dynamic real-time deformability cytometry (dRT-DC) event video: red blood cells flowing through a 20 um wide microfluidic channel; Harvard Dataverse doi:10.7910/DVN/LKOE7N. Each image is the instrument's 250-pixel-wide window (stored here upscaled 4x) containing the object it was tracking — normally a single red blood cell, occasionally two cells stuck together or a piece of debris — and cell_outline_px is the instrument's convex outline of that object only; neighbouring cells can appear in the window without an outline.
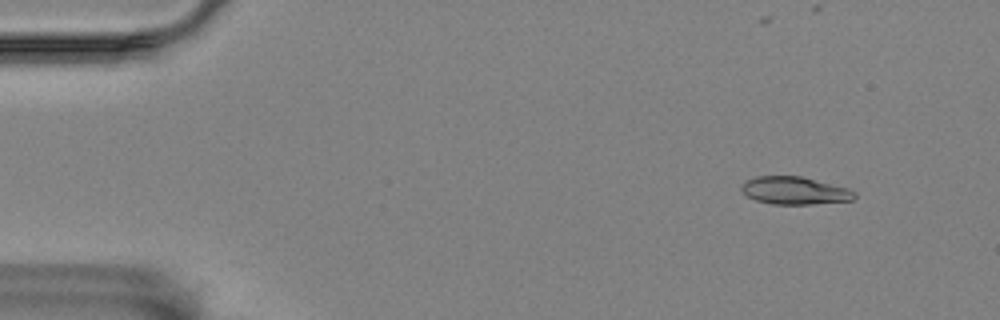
{"species": "Egyptian fruit bat (a non-hibernating species)", "species_latin": "Rousettus aegyptiacus", "temperature_condition": "room temperature", "stored_images_in_passage": 53, "camera_frame_rate_fps": 3000, "um_per_image_px": 0.085, "animal": {"sex": "female"}, "frame": {"image": 1, "passage_image": 5, "time_ms": 1.333, "image_size_px": [1000, 320], "cell_outline_px": [[856, 196], [852, 200], [812, 204], [772, 204], [756, 200], [748, 196], [740, 188], [748, 180], [756, 176], [800, 176], [848, 188], [856, 192]], "centroid_in_image_um": [67.57, 16.2], "position_along_channel_um": 17.4, "area_um2": 17.98}}
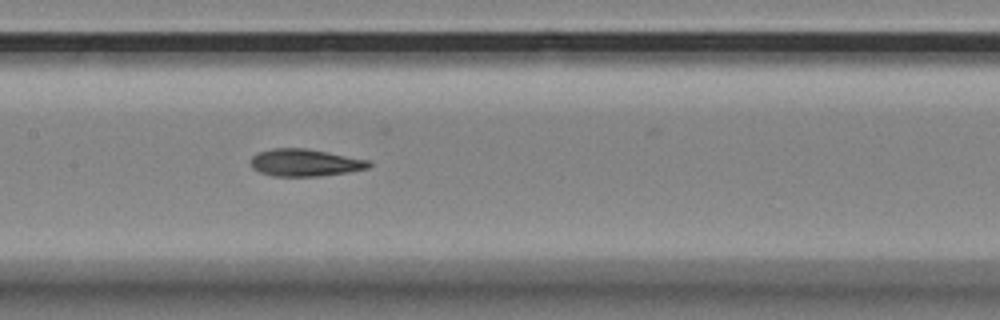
{"frame": {"image": 2, "passage_image": 27, "time_ms": 8.667, "image_size_px": [1000, 320], "cell_outline_px": [[372, 164], [368, 168], [348, 172], [320, 176], [272, 176], [260, 172], [252, 168], [248, 160], [256, 152], [272, 148], [308, 148], [372, 160]], "centroid_in_image_um": [25.91, 13.81], "position_along_channel_um": 181.5, "area_um2": 19.19}}
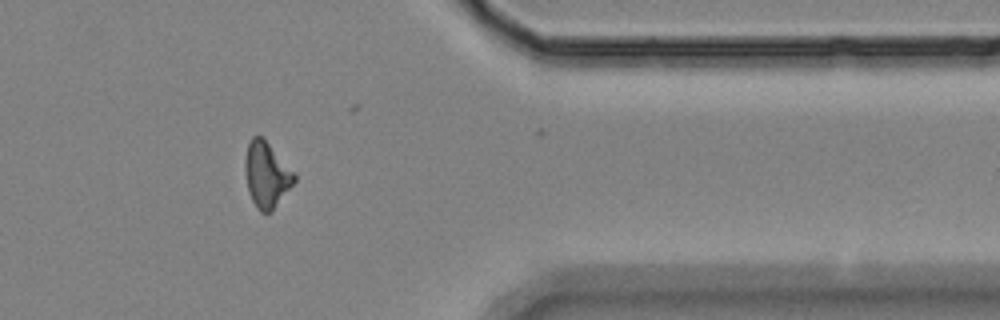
{"frame": {"image": 3, "passage_image": 46, "time_ms": 15.0, "image_size_px": [1000, 320], "cell_outline_px": [[296, 180], [272, 212], [260, 212], [256, 208], [248, 192], [244, 168], [244, 160], [248, 144], [252, 136], [260, 136], [268, 144], [296, 176]], "centroid_in_image_um": [22.62, 14.9], "position_along_channel_um": 388.8, "area_um2": 18.44}}